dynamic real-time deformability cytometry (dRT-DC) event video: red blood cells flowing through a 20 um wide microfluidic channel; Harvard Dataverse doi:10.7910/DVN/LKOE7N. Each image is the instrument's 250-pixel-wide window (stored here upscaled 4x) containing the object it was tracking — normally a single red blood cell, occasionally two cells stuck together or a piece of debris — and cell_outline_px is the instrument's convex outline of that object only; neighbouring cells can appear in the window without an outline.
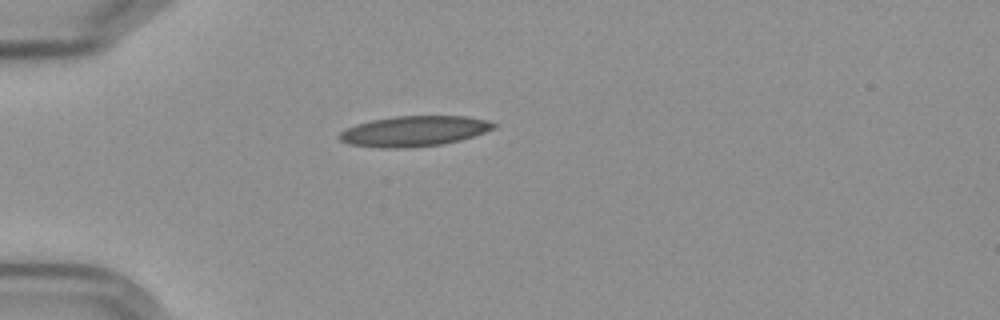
{"species": "Egyptian fruit bat (a non-hibernating species)", "species_latin": "Rousettus aegyptiacus", "temperature_condition": "cold", "stored_images_in_passage": 6, "camera_frame_rate_fps": 3000, "um_per_image_px": 0.085, "frame": {"image": 1, "passage_image": 1, "time_ms": 0.0, "image_size_px": [1000, 320], "cell_outline_px": [[496, 128], [460, 140], [444, 144], [400, 148], [384, 148], [348, 144], [340, 140], [340, 132], [344, 128], [356, 124], [372, 120], [392, 116], [468, 116], [488, 120], [496, 124]], "centroid_in_image_um": [35.19, 11.14], "position_along_channel_um": 49.8, "area_um2": 27.34}}
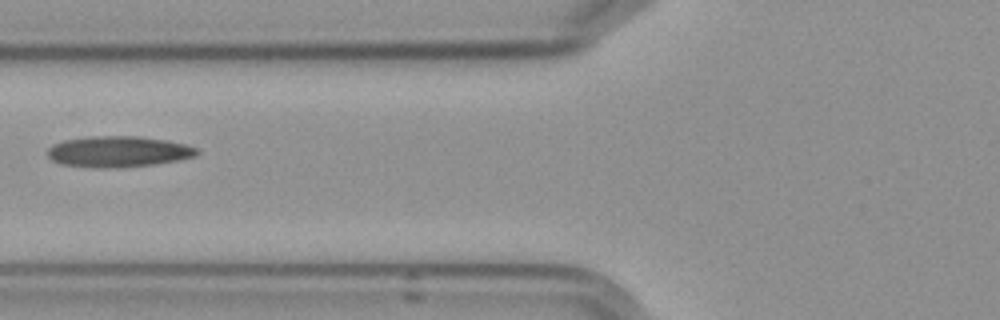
{"frame": {"image": 2, "passage_image": 3, "time_ms": 2.333, "image_size_px": [1000, 320], "cell_outline_px": [[200, 152], [196, 156], [180, 160], [152, 164], [116, 168], [96, 168], [64, 164], [52, 160], [48, 156], [48, 148], [52, 144], [64, 140], [92, 136], [140, 136], [168, 140], [188, 144], [200, 148]], "centroid_in_image_um": [10.12, 12.88], "position_along_channel_um": 115.7, "area_um2": 27.22}}
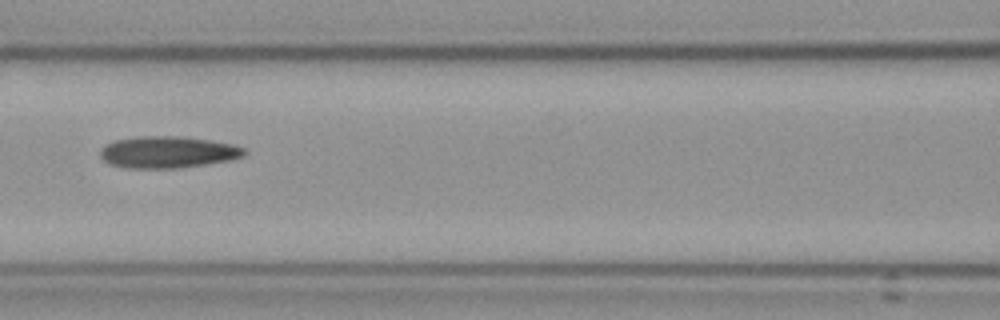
{"frame": {"image": 3, "passage_image": 4, "time_ms": 3.333, "image_size_px": [1000, 320], "cell_outline_px": [[248, 152], [244, 156], [228, 160], [204, 164], [176, 168], [132, 168], [108, 164], [100, 156], [100, 148], [104, 144], [112, 140], [140, 136], [176, 136], [208, 140], [232, 144], [244, 148]], "centroid_in_image_um": [14.21, 12.92], "position_along_channel_um": 152.4, "area_um2": 26.59}}